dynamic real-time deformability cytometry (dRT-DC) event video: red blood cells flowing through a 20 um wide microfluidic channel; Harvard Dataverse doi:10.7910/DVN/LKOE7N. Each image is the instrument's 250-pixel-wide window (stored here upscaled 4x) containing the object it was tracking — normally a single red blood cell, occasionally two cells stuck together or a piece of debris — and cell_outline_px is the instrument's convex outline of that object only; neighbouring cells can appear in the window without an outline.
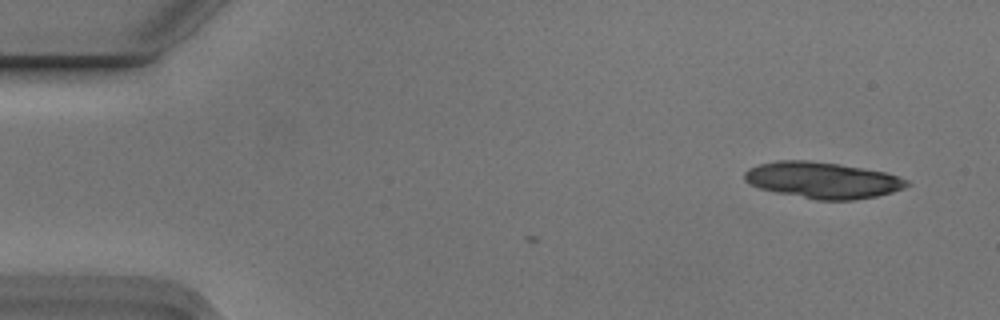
{"species": "Egyptian fruit bat (a non-hibernating species)", "species_latin": "Rousettus aegyptiacus", "temperature_condition": "cold", "stored_images_in_passage": 2, "camera_frame_rate_fps": 3000, "um_per_image_px": 0.085, "animal": {"sex": "male"}, "frame": {"image": 1, "passage_image": 2, "time_ms": 0.333, "image_size_px": [1000, 320], "cell_outline_px": [[912, 184], [904, 188], [892, 192], [876, 196], [852, 200], [816, 200], [776, 192], [760, 188], [744, 180], [744, 172], [748, 168], [760, 164], [776, 160], [808, 160], [840, 164], [884, 172], [908, 180]], "centroid_in_image_um": [69.92, 15.31], "position_along_channel_um": 15.1, "area_um2": 34.22}}